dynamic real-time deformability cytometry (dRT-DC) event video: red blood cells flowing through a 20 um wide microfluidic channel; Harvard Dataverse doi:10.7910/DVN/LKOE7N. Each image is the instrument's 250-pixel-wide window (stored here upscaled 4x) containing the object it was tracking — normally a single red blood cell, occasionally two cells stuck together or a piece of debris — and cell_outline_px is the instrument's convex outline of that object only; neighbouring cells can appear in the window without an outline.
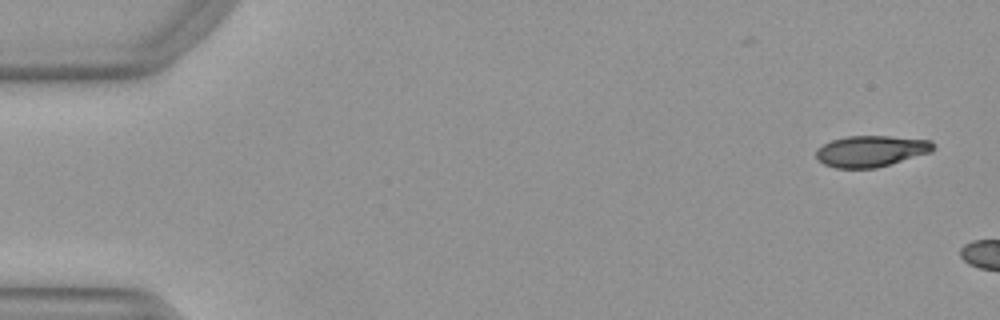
{"species": "Egyptian fruit bat (a non-hibernating species)", "species_latin": "Rousettus aegyptiacus", "temperature_condition": "warm", "stored_images_in_passage": 6, "camera_frame_rate_fps": 3000, "um_per_image_px": 0.085, "animal": {"sex": "female"}, "frame": {"image": 1, "passage_image": 2, "time_ms": 0.333, "image_size_px": [1000, 320], "cell_outline_px": [[936, 148], [932, 152], [876, 168], [836, 168], [824, 164], [816, 156], [816, 148], [832, 140], [848, 136], [888, 136], [932, 140], [936, 144]], "centroid_in_image_um": [74.08, 12.84], "position_along_channel_um": 10.9, "area_um2": 21.39}}